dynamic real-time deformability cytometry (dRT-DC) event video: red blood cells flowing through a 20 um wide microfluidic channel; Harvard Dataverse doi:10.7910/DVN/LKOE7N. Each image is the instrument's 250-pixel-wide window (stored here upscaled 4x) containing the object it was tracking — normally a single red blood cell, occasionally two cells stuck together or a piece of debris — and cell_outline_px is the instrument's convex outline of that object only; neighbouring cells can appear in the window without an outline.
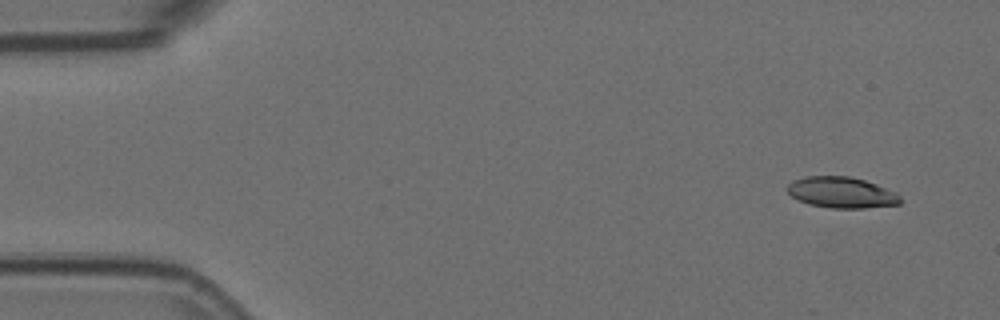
{"species": "Egyptian fruit bat (a non-hibernating species)", "species_latin": "Rousettus aegyptiacus", "temperature_condition": "room temperature", "stored_images_in_passage": 5, "camera_frame_rate_fps": 3000, "um_per_image_px": 0.085, "animal": {"sex": "female"}, "frame": {"image": 1, "passage_image": 1, "time_ms": 0.0, "image_size_px": [1000, 320], "cell_outline_px": [[904, 200], [900, 204], [864, 208], [832, 208], [808, 204], [792, 196], [784, 188], [792, 180], [804, 176], [848, 176], [864, 180], [876, 184], [896, 192]], "centroid_in_image_um": [71.53, 16.36], "position_along_channel_um": 13.5, "area_um2": 20.58}}
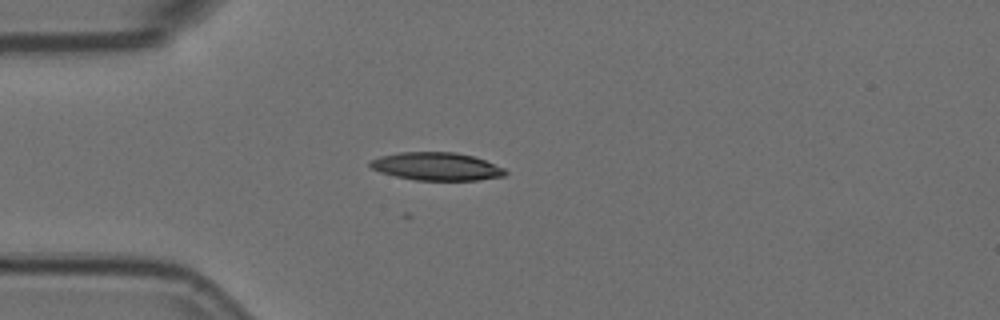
{"frame": {"image": 2, "passage_image": 4, "time_ms": 1.0, "image_size_px": [1000, 320], "cell_outline_px": [[508, 172], [504, 176], [480, 180], [416, 180], [396, 176], [380, 172], [372, 168], [368, 164], [368, 160], [380, 156], [400, 152], [456, 152], [472, 156], [484, 160], [504, 168]], "centroid_in_image_um": [37.09, 14.14], "position_along_channel_um": 47.9, "area_um2": 22.02}}